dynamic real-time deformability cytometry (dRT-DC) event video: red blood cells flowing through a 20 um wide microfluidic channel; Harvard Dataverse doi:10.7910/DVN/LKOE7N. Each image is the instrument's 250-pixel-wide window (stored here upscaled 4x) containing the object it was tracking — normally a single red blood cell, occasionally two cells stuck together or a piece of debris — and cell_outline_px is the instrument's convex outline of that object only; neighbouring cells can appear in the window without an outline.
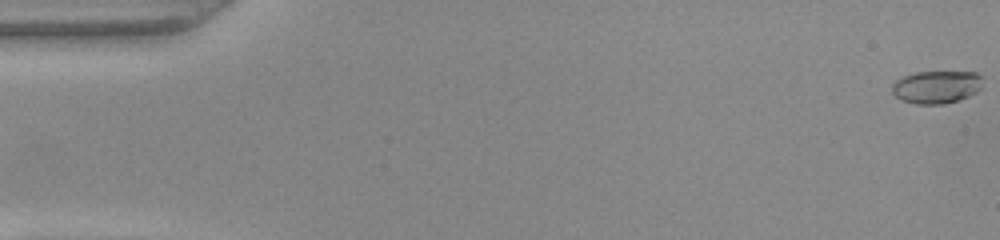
{"species": "common noctule bat (a hibernating species)", "species_latin": "Nyctalus noctula", "temperature_condition": "warm", "stored_images_in_passage": 52, "camera_frame_rate_fps": 3000, "um_per_image_px": 0.085, "animal": {"sex": "female", "body_mass_g": 22.0, "forearm_length_mm": 56.7}, "frame": {"image": 1, "passage_image": 1, "time_ms": 0.0, "image_size_px": [1000, 240], "cell_outline_px": [[984, 76], [980, 88], [976, 92], [968, 96], [944, 104], [916, 104], [900, 100], [892, 92], [892, 84], [896, 80], [904, 76], [916, 72], [976, 72]], "centroid_in_image_um": [79.6, 7.39], "position_along_channel_um": 5.4, "area_um2": 17.34}}
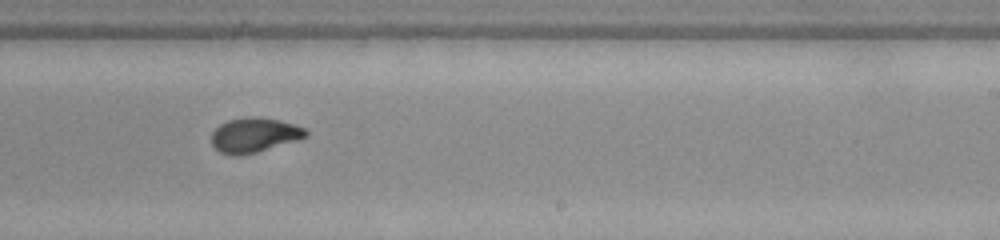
{"frame": {"image": 2, "passage_image": 32, "time_ms": 10.333, "image_size_px": [1000, 240], "cell_outline_px": [[308, 136], [296, 140], [256, 152], [240, 156], [232, 156], [220, 152], [212, 144], [212, 132], [220, 124], [228, 120], [248, 116], [256, 116], [280, 120], [304, 128], [308, 132]], "centroid_in_image_um": [21.59, 11.47], "position_along_channel_um": 267.4, "area_um2": 18.96}}
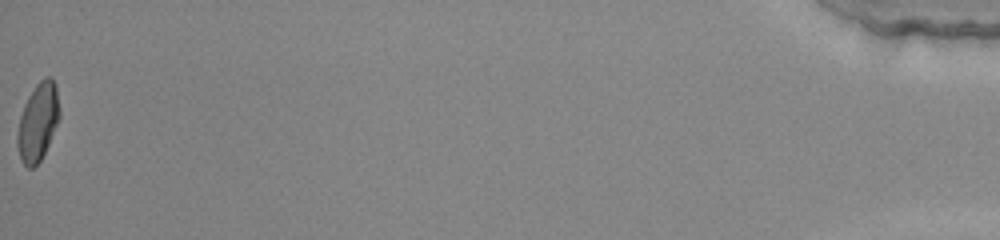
{"frame": {"image": 3, "passage_image": 52, "time_ms": 17.0, "image_size_px": [1000, 240], "cell_outline_px": [[60, 116], [48, 144], [40, 160], [32, 168], [28, 168], [20, 160], [16, 144], [16, 136], [20, 116], [24, 104], [28, 96], [36, 84], [44, 76], [48, 76], [56, 84], [60, 108]], "centroid_in_image_um": [3.21, 10.35], "position_along_channel_um": 432.0, "area_um2": 19.13}, "authors_computed_cell_mechanics": {"area_um2": 18.7272, "velocity_mm_per_s": 4.0391, "shape_relaxation_time_tau1_ms": null, "shape_relaxation_time_tau2_ms": 1.0054, "deformation_change_tau1": null, "deformation_change_tau2": 0.0589}}